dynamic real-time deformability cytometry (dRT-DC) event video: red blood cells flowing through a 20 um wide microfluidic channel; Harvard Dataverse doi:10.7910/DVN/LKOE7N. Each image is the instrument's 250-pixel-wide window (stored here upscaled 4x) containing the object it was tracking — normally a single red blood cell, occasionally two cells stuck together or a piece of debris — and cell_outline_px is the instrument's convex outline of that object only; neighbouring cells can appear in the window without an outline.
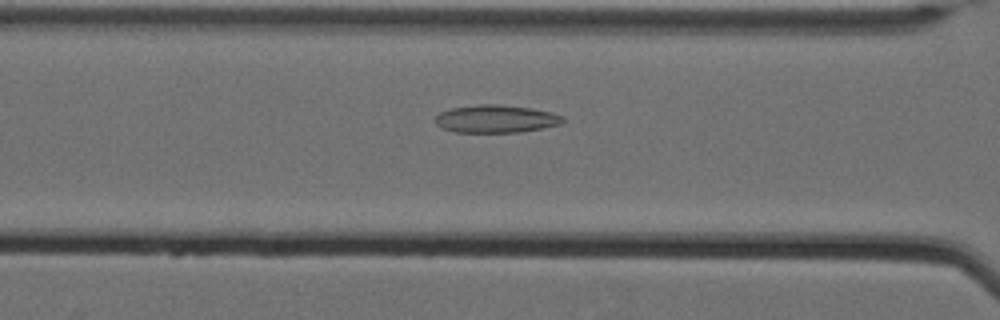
{"species": "Egyptian fruit bat (a non-hibernating species)", "species_latin": "Rousettus aegyptiacus", "temperature_condition": "cold", "stored_images_in_passage": 62, "camera_frame_rate_fps": 3000, "um_per_image_px": 0.085, "animal": {"sex": "female"}, "frame": {"image": 1, "passage_image": 30, "time_ms": 9.667, "image_size_px": [1000, 320], "cell_outline_px": [[564, 120], [560, 124], [520, 132], [456, 132], [440, 128], [436, 124], [436, 116], [440, 112], [452, 108], [480, 104], [500, 104], [532, 108], [552, 112], [564, 116]], "centroid_in_image_um": [42.15, 10.1], "position_along_channel_um": 124.4, "area_um2": 20.63}}
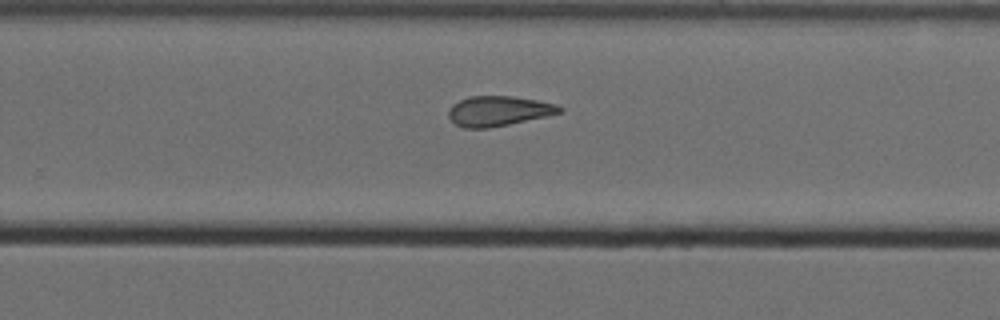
{"frame": {"image": 2, "passage_image": 44, "time_ms": 14.333, "image_size_px": [1000, 320], "cell_outline_px": [[564, 108], [560, 112], [544, 116], [508, 124], [488, 128], [464, 128], [456, 124], [448, 116], [448, 112], [452, 104], [468, 96], [512, 96], [536, 100], [556, 104]], "centroid_in_image_um": [42.33, 9.42], "position_along_channel_um": 287.5, "area_um2": 19.13}}
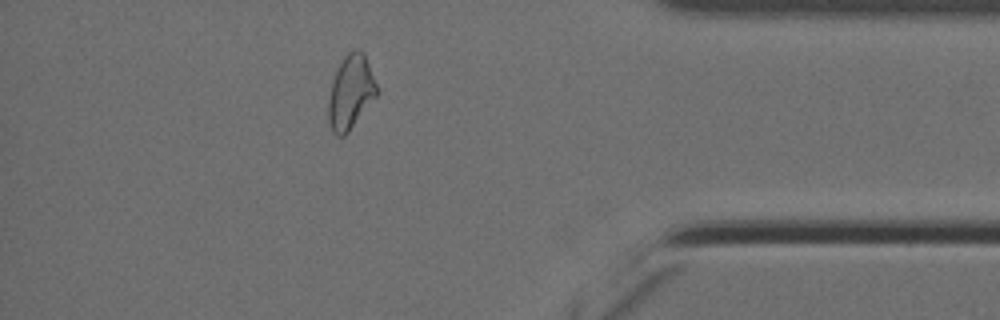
{"frame": {"image": 3, "passage_image": 56, "time_ms": 18.333, "image_size_px": [1000, 320], "cell_outline_px": [[376, 96], [348, 132], [344, 136], [336, 136], [332, 132], [328, 120], [328, 100], [332, 80], [344, 56], [348, 52], [364, 52], [376, 84]], "centroid_in_image_um": [29.77, 7.88], "position_along_channel_um": 405.4, "area_um2": 20.35}, "authors_computed_cell_mechanics": {"area_um2": 21.7328, "velocity_mm_per_s": 3.4895, "shape_relaxation_time_tau1_ms": null, "shape_relaxation_time_tau2_ms": 3.6588, "deformation_change_tau1": null, "deformation_change_tau2": 0.121}}